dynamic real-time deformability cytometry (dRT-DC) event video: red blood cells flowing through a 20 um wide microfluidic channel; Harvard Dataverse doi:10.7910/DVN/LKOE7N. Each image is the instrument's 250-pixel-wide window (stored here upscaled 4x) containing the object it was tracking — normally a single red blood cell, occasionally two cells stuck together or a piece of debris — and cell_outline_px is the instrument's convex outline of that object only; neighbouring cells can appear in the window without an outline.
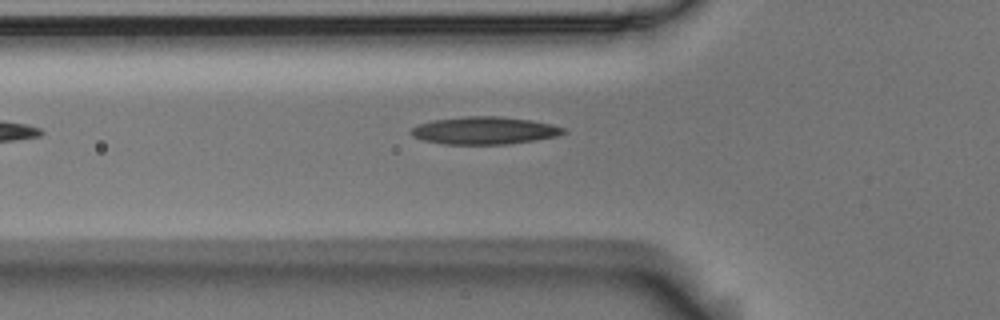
{"species": "Egyptian fruit bat (a non-hibernating species)", "species_latin": "Rousettus aegyptiacus", "temperature_condition": "room temperature", "stored_images_in_passage": 5, "camera_frame_rate_fps": 3000, "um_per_image_px": 0.085, "animal": {"sex": "male"}, "frame": {"image": 1, "passage_image": 5, "time_ms": 1.333, "image_size_px": [1000, 320], "cell_outline_px": [[568, 132], [556, 136], [536, 140], [508, 144], [444, 144], [424, 140], [412, 136], [408, 132], [412, 128], [420, 124], [432, 120], [468, 116], [500, 116], [528, 120], [552, 124], [564, 128]], "centroid_in_image_um": [41.18, 11.1], "position_along_channel_um": 84.6, "area_um2": 24.39}}